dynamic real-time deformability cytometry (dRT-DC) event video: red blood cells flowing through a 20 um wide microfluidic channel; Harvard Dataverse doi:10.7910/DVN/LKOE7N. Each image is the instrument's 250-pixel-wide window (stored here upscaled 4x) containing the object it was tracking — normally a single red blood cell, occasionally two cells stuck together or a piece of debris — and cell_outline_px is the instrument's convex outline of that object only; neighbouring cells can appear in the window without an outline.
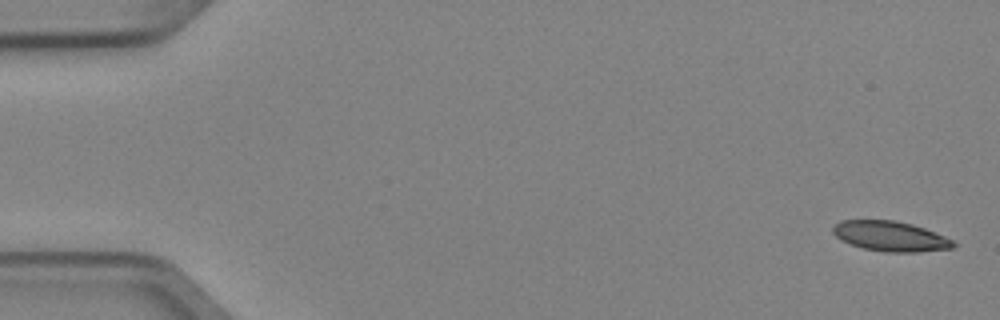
{"species": "Egyptian fruit bat (a non-hibernating species)", "species_latin": "Rousettus aegyptiacus", "temperature_condition": "cold", "stored_images_in_passage": 6, "camera_frame_rate_fps": 3000, "um_per_image_px": 0.085, "animal": {"sex": "female"}, "frame": {"image": 1, "passage_image": 1, "time_ms": 0.0, "image_size_px": [1000, 320], "cell_outline_px": [[956, 244], [952, 248], [916, 252], [884, 252], [864, 248], [840, 240], [832, 232], [832, 228], [840, 220], [892, 220], [912, 224], [924, 228], [944, 236], [952, 240]], "centroid_in_image_um": [75.66, 20.08], "position_along_channel_um": 9.3, "area_um2": 20.92}}